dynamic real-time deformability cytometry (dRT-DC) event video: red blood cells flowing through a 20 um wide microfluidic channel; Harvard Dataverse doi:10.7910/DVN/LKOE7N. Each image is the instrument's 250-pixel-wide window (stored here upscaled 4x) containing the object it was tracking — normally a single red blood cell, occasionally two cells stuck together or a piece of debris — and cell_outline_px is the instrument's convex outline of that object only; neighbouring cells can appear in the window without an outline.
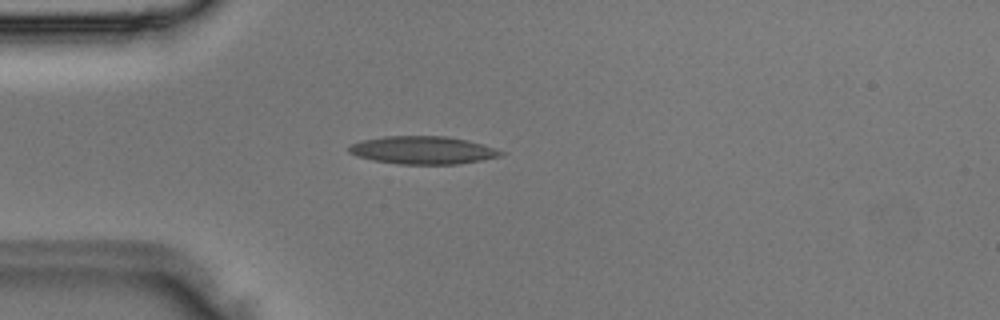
{"species": "Egyptian fruit bat (a non-hibernating species)", "species_latin": "Rousettus aegyptiacus", "temperature_condition": "room temperature", "stored_images_in_passage": 1, "camera_frame_rate_fps": 3000, "um_per_image_px": 0.085, "animal": {"sex": "male"}, "frame": {"image": 1, "passage_image": 1, "time_ms": 0.0, "image_size_px": [1000, 320], "cell_outline_px": [[508, 152], [504, 156], [460, 164], [400, 164], [372, 160], [356, 156], [348, 152], [348, 148], [352, 144], [364, 140], [384, 136], [448, 136], [468, 140], [484, 144]], "centroid_in_image_um": [36.02, 12.77], "position_along_channel_um": 49.0, "area_um2": 24.97}}